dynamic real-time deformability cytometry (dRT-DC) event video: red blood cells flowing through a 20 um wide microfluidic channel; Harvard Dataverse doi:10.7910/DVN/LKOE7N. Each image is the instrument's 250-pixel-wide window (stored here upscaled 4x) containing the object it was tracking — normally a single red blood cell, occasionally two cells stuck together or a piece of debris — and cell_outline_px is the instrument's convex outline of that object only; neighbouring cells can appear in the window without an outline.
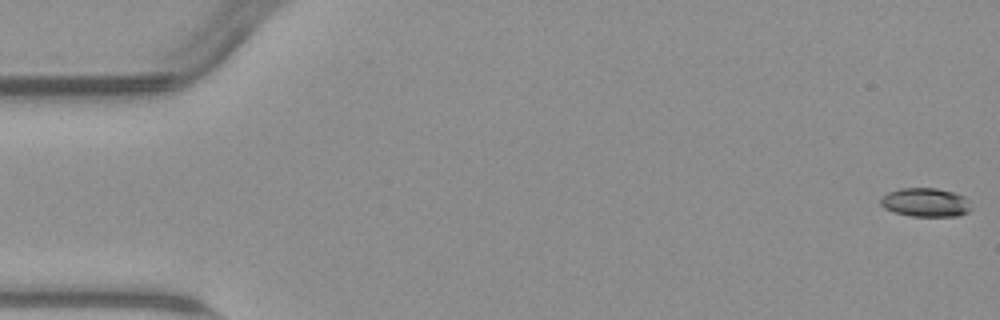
{"species": "common noctule bat (a hibernating species)", "species_latin": "Nyctalus noctula", "temperature_condition": "warm", "stored_images_in_passage": 55, "camera_frame_rate_fps": 3000, "um_per_image_px": 0.085, "animal": {"sex": "male", "body_mass_g": 23.1, "forearm_length_mm": 52.7}, "frame": {"image": 1, "passage_image": 1, "time_ms": 0.0, "image_size_px": [1000, 320], "cell_outline_px": [[972, 208], [968, 212], [956, 216], [912, 216], [896, 212], [884, 208], [880, 204], [880, 196], [888, 192], [900, 188], [936, 188], [952, 192], [964, 196], [968, 200]], "centroid_in_image_um": [78.65, 17.2], "position_along_channel_um": 6.3, "area_um2": 15.2}}
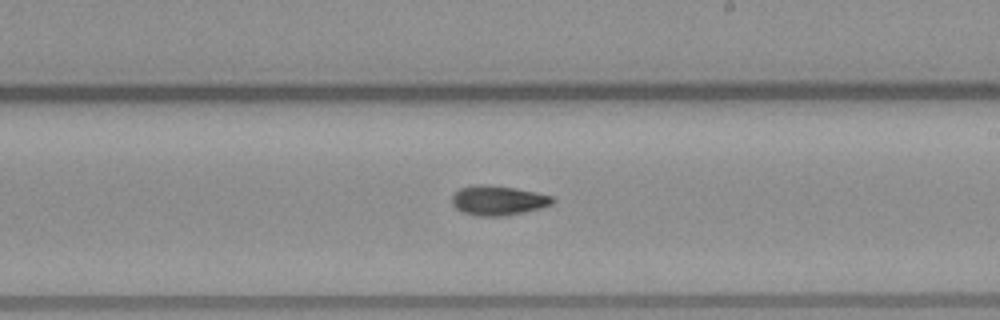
{"frame": {"image": 2, "passage_image": 32, "time_ms": 10.333, "image_size_px": [1000, 320], "cell_outline_px": [[556, 200], [552, 204], [540, 208], [524, 212], [504, 216], [476, 216], [464, 212], [456, 208], [452, 204], [452, 196], [460, 188], [476, 184], [488, 184], [516, 188], [536, 192], [552, 196]], "centroid_in_image_um": [42.35, 17.03], "position_along_channel_um": 246.7, "area_um2": 17.46}}
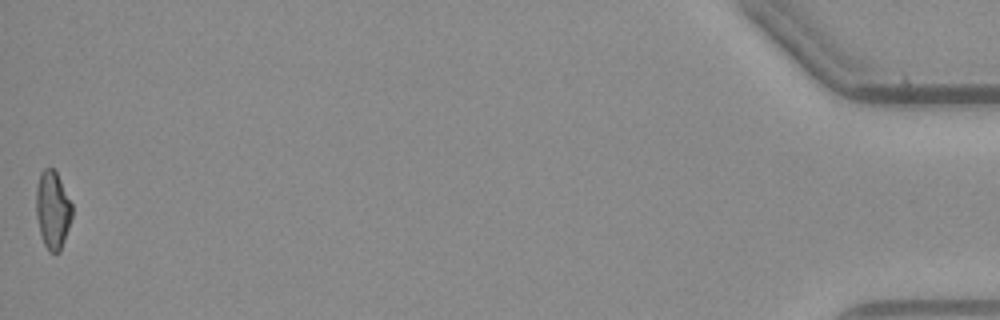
{"frame": {"image": 3, "passage_image": 55, "time_ms": 18.0, "image_size_px": [1000, 320], "cell_outline_px": [[72, 216], [60, 252], [48, 252], [44, 244], [40, 232], [36, 216], [36, 184], [40, 172], [44, 168], [52, 168], [56, 172], [72, 204]], "centroid_in_image_um": [4.46, 17.83], "position_along_channel_um": 430.7, "area_um2": 16.24}, "authors_computed_cell_mechanics": {"area_um2": 16.5886, "velocity_mm_per_s": 3.8052, "shape_relaxation_time_tau1_ms": 6.9399, "shape_relaxation_time_tau2_ms": 7.7265, "deformation_change_tau1": 0.1811, "deformation_change_tau2": 0.1593}}